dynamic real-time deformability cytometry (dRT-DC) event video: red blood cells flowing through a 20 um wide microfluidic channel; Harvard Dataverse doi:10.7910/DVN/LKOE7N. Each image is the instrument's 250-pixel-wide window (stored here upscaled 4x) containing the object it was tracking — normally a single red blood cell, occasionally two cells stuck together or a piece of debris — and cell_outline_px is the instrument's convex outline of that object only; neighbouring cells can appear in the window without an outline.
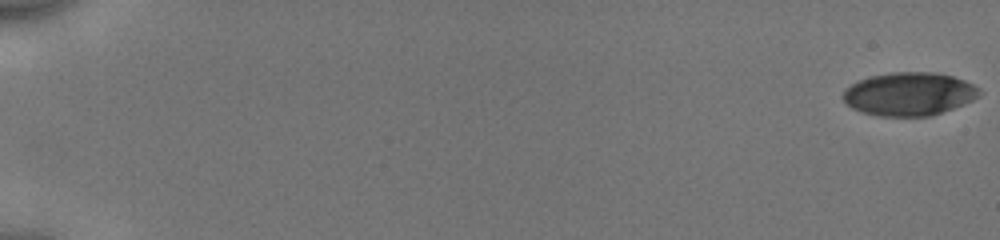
{"species": "human", "species_latin": "Homo sapiens", "temperature_condition": "cold", "stored_images_in_passage": 27, "camera_frame_rate_fps": 3000, "um_per_image_px": 0.085, "donor": {"sex": "male"}, "frame": {"image": 1, "passage_image": 1, "time_ms": 0.0, "image_size_px": [1000, 240], "cell_outline_px": [[980, 96], [964, 104], [932, 116], [880, 116], [864, 112], [852, 108], [840, 96], [852, 84], [868, 76], [892, 72], [936, 72], [952, 76], [964, 80], [980, 88]], "centroid_in_image_um": [77.3, 7.98], "position_along_channel_um": 7.7, "area_um2": 34.33}}
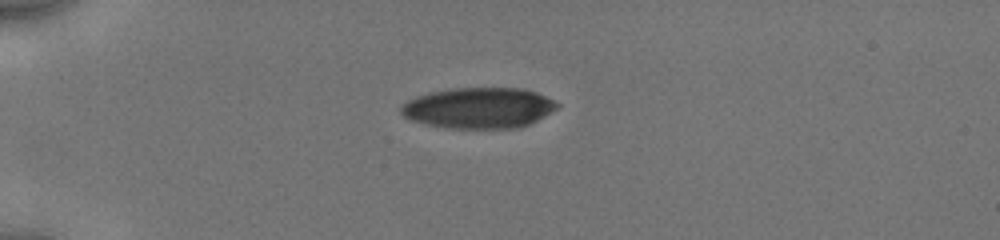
{"frame": {"image": 2, "passage_image": 21, "time_ms": 5.0, "image_size_px": [1000, 240], "cell_outline_px": [[560, 104], [556, 108], [544, 116], [520, 128], [448, 128], [424, 124], [412, 120], [404, 116], [400, 112], [400, 108], [408, 100], [416, 96], [432, 92], [456, 88], [524, 88], [536, 92]], "centroid_in_image_um": [40.68, 9.18], "position_along_channel_um": 44.3, "area_um2": 36.88}}
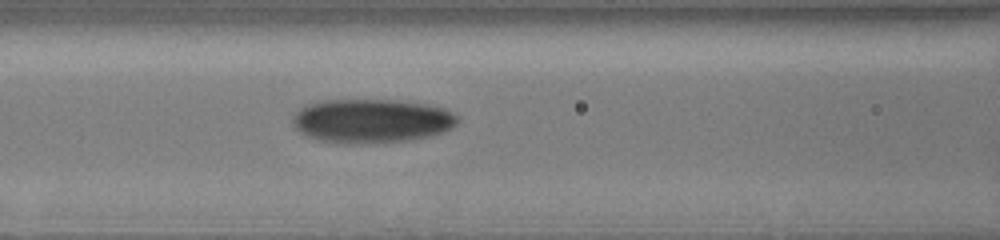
{"frame": {"image": 3, "passage_image": 27, "time_ms": 8.333, "image_size_px": [1000, 240], "cell_outline_px": [[460, 120], [452, 128], [444, 132], [428, 136], [404, 140], [316, 140], [300, 132], [292, 124], [292, 116], [300, 108], [308, 104], [320, 100], [396, 100], [428, 104], [444, 108], [452, 112]], "centroid_in_image_um": [31.61, 10.21], "position_along_channel_um": 135.0, "area_um2": 40.98}}